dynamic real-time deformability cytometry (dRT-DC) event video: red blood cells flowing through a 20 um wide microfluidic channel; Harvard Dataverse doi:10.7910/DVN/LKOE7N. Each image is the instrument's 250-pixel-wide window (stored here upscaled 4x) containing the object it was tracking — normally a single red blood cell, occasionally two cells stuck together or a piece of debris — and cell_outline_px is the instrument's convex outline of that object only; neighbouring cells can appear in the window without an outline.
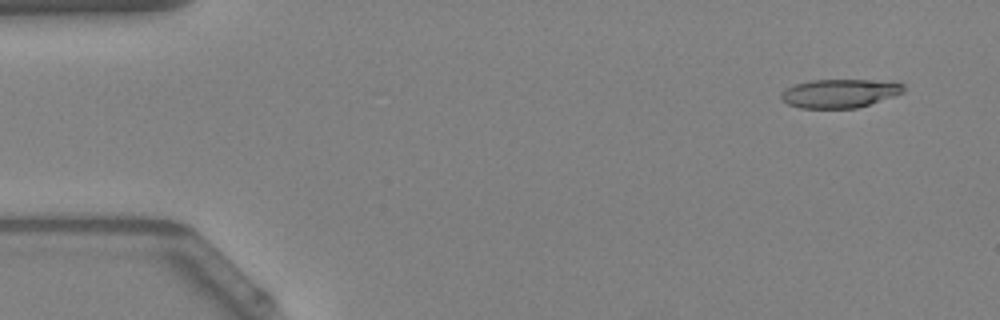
{"species": "Egyptian fruit bat (a non-hibernating species)", "species_latin": "Rousettus aegyptiacus", "temperature_condition": "warm", "stored_images_in_passage": 49, "camera_frame_rate_fps": 3000, "um_per_image_px": 0.085, "animal": {"sex": "female"}, "frame": {"image": 1, "passage_image": 2, "time_ms": 0.333, "image_size_px": [1000, 320], "cell_outline_px": [[904, 92], [896, 96], [856, 108], [800, 108], [788, 104], [780, 100], [780, 92], [796, 84], [812, 80], [868, 80], [904, 84]], "centroid_in_image_um": [71.34, 7.95], "position_along_channel_um": 13.7, "area_um2": 20.35}}
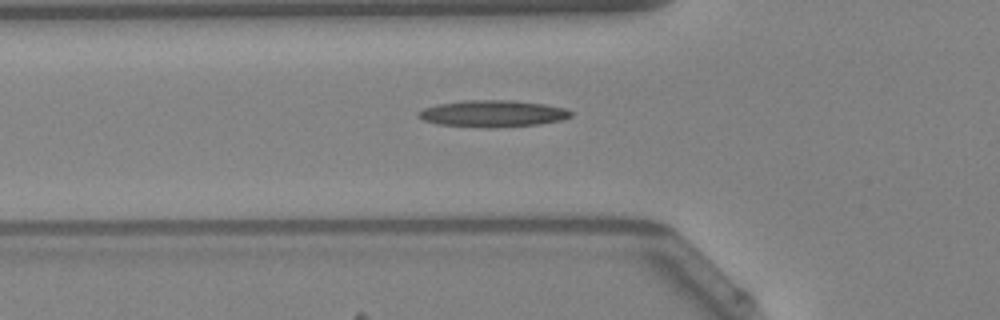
{"frame": {"image": 2, "passage_image": 16, "time_ms": 5.0, "image_size_px": [1000, 320], "cell_outline_px": [[572, 116], [560, 120], [540, 124], [496, 128], [484, 128], [436, 124], [424, 120], [416, 116], [416, 112], [424, 108], [436, 104], [464, 100], [512, 100], [544, 104], [568, 108], [572, 112]], "centroid_in_image_um": [41.86, 9.66], "position_along_channel_um": 83.9, "area_um2": 24.1}}
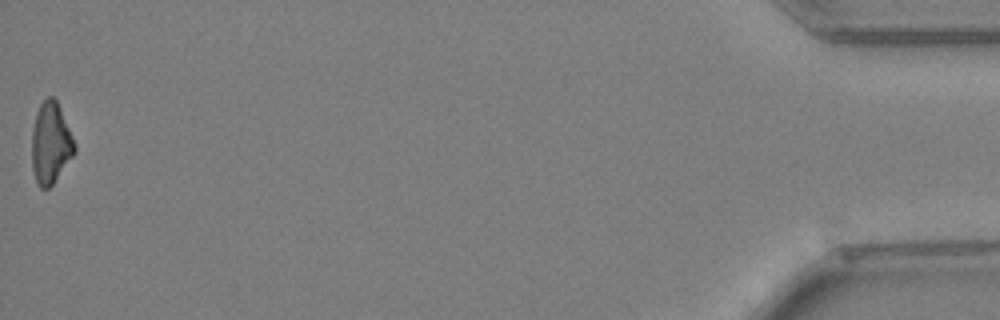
{"frame": {"image": 3, "passage_image": 49, "time_ms": 16.0, "image_size_px": [1000, 320], "cell_outline_px": [[76, 152], [52, 184], [48, 188], [40, 188], [36, 180], [32, 168], [32, 128], [36, 112], [40, 104], [48, 96], [52, 96], [56, 100], [60, 108], [76, 144]], "centroid_in_image_um": [4.3, 12.15], "position_along_channel_um": 430.9, "area_um2": 20.17}}